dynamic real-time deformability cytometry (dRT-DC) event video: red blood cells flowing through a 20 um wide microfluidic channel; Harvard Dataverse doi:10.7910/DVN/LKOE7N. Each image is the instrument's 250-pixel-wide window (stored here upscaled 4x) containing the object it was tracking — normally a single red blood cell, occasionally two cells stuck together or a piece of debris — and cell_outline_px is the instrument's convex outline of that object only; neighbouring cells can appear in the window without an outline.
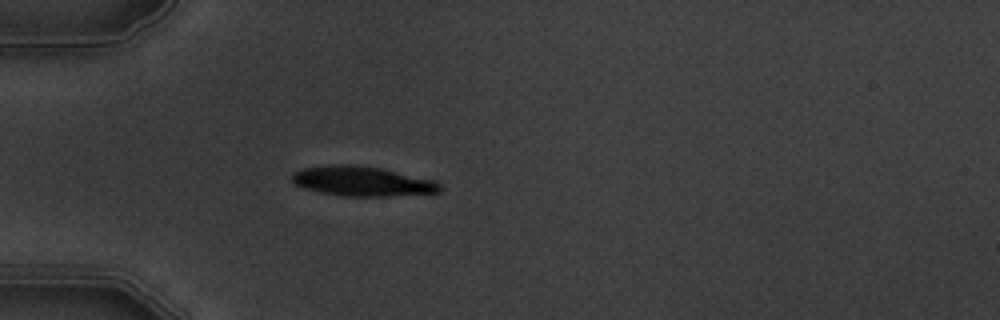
{"species": "common noctule bat (a hibernating species)", "species_latin": "Nyctalus noctula", "temperature_condition": "warm", "stored_images_in_passage": 2, "camera_frame_rate_fps": 3000, "um_per_image_px": 0.085, "animal": {"sex": "male", "body_mass_g": 19.5, "forearm_length_mm": 54.6}, "frame": {"image": 1, "passage_image": 2, "time_ms": 1.0, "image_size_px": [1000, 320], "cell_outline_px": [[444, 188], [440, 192], [388, 196], [344, 196], [320, 192], [304, 188], [296, 184], [292, 180], [292, 172], [304, 168], [332, 164], [352, 164], [380, 168], [436, 180]], "centroid_in_image_um": [30.81, 15.4], "position_along_channel_um": 54.2, "area_um2": 25.66}}